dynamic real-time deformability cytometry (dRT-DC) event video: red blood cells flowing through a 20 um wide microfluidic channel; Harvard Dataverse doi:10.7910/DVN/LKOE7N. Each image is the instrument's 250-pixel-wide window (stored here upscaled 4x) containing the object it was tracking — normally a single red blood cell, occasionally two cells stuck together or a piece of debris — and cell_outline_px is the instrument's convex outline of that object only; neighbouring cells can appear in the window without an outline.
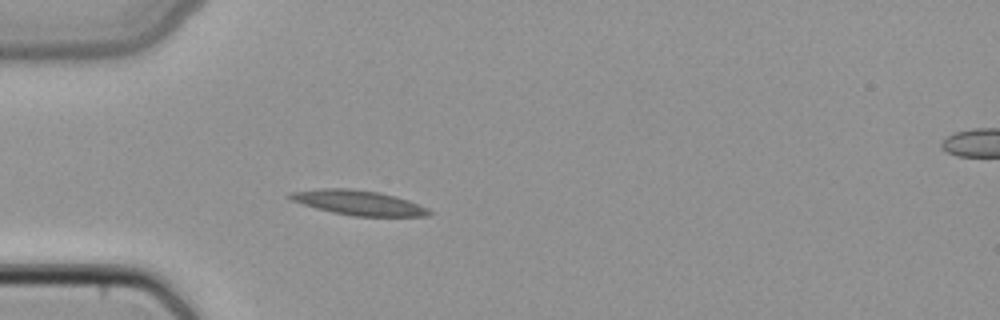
{"species": "common noctule bat (a hibernating species)", "species_latin": "Nyctalus noctula", "temperature_condition": "cold", "stored_images_in_passage": 44, "camera_frame_rate_fps": 3000, "um_per_image_px": 0.085, "animal": {"sex": "female", "body_mass_g": 22.7, "forearm_length_mm": 54.2}, "frame": {"image": 1, "passage_image": 10, "time_ms": 3.0, "image_size_px": [1000, 320], "cell_outline_px": [[432, 212], [428, 216], [352, 216], [332, 212], [316, 208], [292, 200], [284, 196], [288, 192], [324, 188], [348, 188], [380, 192], [396, 196], [408, 200], [428, 208]], "centroid_in_image_um": [30.45, 17.22], "position_along_channel_um": 54.5, "area_um2": 20.11}}
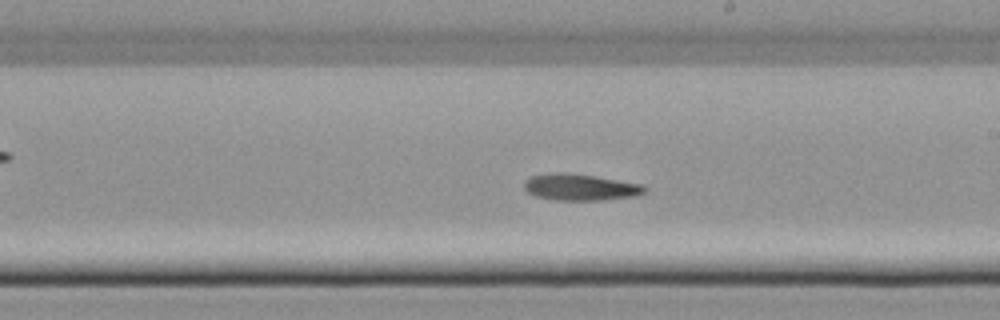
{"frame": {"image": 2, "passage_image": 24, "time_ms": 7.667, "image_size_px": [1000, 320], "cell_outline_px": [[648, 192], [636, 196], [604, 200], [556, 200], [536, 196], [528, 192], [524, 188], [524, 180], [532, 176], [552, 172], [568, 172], [596, 176], [644, 184], [648, 188]], "centroid_in_image_um": [49.38, 15.9], "position_along_channel_um": 239.6, "area_um2": 18.96}}
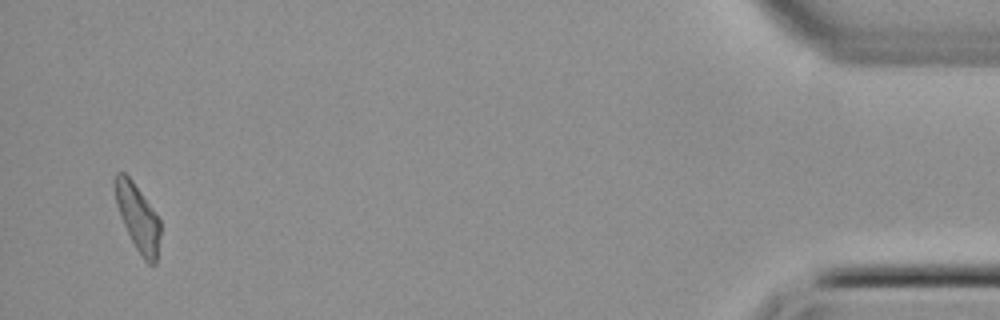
{"frame": {"image": 3, "passage_image": 43, "time_ms": 14.0, "image_size_px": [1000, 320], "cell_outline_px": [[160, 236], [156, 264], [148, 264], [144, 260], [136, 248], [120, 216], [116, 204], [112, 184], [116, 172], [124, 172], [132, 180], [152, 208], [160, 220]], "centroid_in_image_um": [11.69, 18.46], "position_along_channel_um": 423.5, "area_um2": 17.57}}